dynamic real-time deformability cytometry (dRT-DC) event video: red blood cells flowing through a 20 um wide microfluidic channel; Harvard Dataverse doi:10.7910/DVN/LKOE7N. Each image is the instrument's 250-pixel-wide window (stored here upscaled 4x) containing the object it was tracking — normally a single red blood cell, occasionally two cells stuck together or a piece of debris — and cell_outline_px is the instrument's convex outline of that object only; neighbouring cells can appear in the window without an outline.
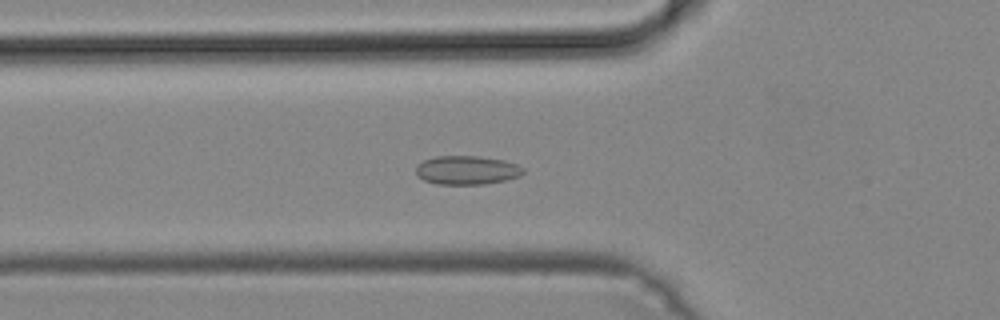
{"species": "common noctule bat (a hibernating species)", "species_latin": "Nyctalus noctula", "temperature_condition": "cold", "stored_images_in_passage": 50, "camera_frame_rate_fps": 3000, "um_per_image_px": 0.085, "animal": {"sex": "male", "body_mass_g": 19.2, "forearm_length_mm": 51.8}, "frame": {"image": 1, "passage_image": 18, "time_ms": 5.667, "image_size_px": [1000, 320], "cell_outline_px": [[524, 172], [520, 176], [504, 180], [484, 184], [436, 184], [424, 180], [416, 176], [416, 168], [424, 160], [436, 156], [480, 156], [504, 160], [516, 164], [524, 168]], "centroid_in_image_um": [39.68, 14.46], "position_along_channel_um": 86.1, "area_um2": 17.98}}
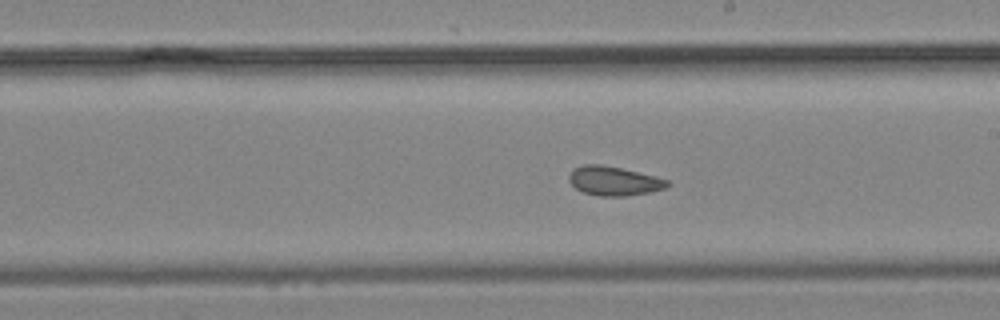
{"frame": {"image": 2, "passage_image": 29, "time_ms": 9.333, "image_size_px": [1000, 320], "cell_outline_px": [[672, 184], [664, 188], [648, 192], [624, 196], [600, 196], [584, 192], [576, 188], [568, 180], [568, 176], [572, 168], [584, 164], [604, 164], [656, 176], [668, 180]], "centroid_in_image_um": [52.16, 15.36], "position_along_channel_um": 236.8, "area_um2": 16.76}}
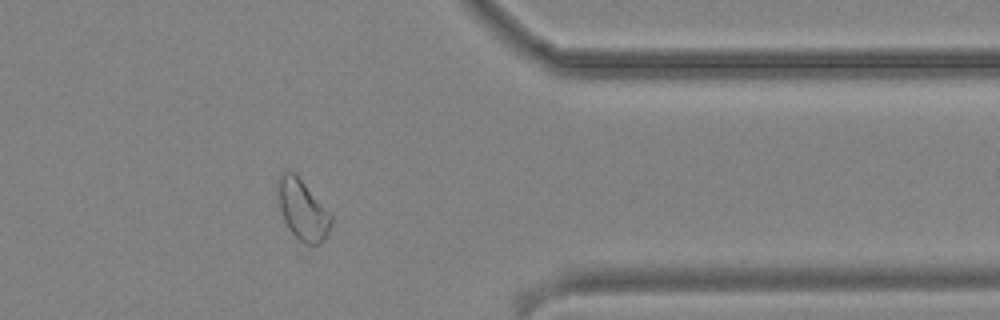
{"frame": {"image": 3, "passage_image": 41, "time_ms": 13.333, "image_size_px": [1000, 320], "cell_outline_px": [[332, 224], [324, 240], [316, 244], [308, 244], [300, 240], [292, 232], [284, 220], [280, 208], [276, 184], [276, 180], [280, 172], [296, 172], [332, 216]], "centroid_in_image_um": [25.7, 17.78], "position_along_channel_um": 385.7, "area_um2": 18.61}}